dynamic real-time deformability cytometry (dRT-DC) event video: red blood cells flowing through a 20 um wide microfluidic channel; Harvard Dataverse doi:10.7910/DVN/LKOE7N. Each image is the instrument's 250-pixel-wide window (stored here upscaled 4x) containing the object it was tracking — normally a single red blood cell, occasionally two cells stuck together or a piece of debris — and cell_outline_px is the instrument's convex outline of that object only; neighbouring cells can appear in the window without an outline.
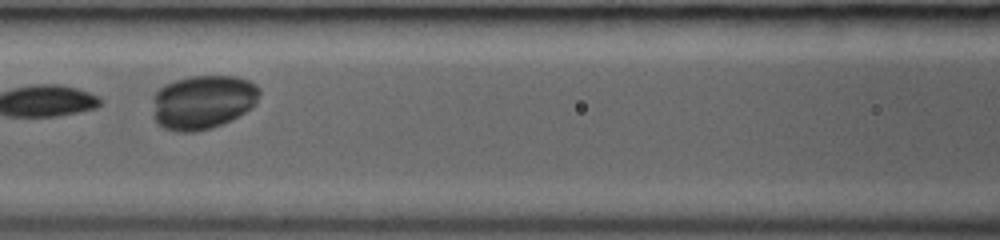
{"species": "common noctule bat (a hibernating species)", "species_latin": "Nyctalus noctula", "temperature_condition": "room temperature", "stored_images_in_passage": 6, "camera_frame_rate_fps": 3000, "um_per_image_px": 0.085, "animal": {"sex": "female", "body_mass_g": 19.0, "forearm_length_mm": 53.3}, "frame": {"image": 1, "passage_image": 5, "time_ms": 2.0, "image_size_px": [1000, 240], "cell_outline_px": [[260, 92], [256, 104], [252, 108], [232, 120], [212, 128], [196, 132], [176, 132], [164, 128], [152, 116], [152, 96], [164, 84], [176, 80], [192, 76], [236, 76], [248, 80], [256, 84], [260, 88]], "centroid_in_image_um": [17.24, 8.68], "position_along_channel_um": 149.4, "area_um2": 34.16}}